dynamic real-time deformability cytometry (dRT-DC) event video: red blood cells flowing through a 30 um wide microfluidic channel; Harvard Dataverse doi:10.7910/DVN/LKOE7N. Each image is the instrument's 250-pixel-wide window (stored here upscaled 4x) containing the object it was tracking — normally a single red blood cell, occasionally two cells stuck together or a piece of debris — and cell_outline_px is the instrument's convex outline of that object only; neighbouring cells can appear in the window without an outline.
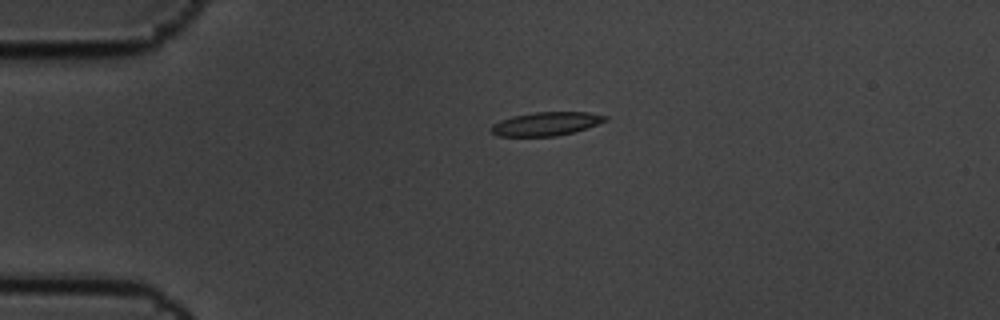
{"species": "common noctule bat (a hibernating species)", "species_latin": "Nyctalus noctula", "temperature_condition": "cold", "stored_images_in_passage": 5, "camera_frame_rate_fps": 3000, "um_per_image_px": 0.085, "animal": {"sex": "male", "body_mass_g": 19.5, "forearm_length_mm": 54.6}, "frame": {"image": 1, "passage_image": 4, "time_ms": 1.0, "image_size_px": [1000, 320], "cell_outline_px": [[608, 120], [572, 132], [556, 136], [496, 136], [492, 132], [492, 124], [500, 120], [512, 116], [532, 112], [588, 112], [608, 116]], "centroid_in_image_um": [46.39, 10.51], "position_along_channel_um": 38.6, "area_um2": 15.55}}